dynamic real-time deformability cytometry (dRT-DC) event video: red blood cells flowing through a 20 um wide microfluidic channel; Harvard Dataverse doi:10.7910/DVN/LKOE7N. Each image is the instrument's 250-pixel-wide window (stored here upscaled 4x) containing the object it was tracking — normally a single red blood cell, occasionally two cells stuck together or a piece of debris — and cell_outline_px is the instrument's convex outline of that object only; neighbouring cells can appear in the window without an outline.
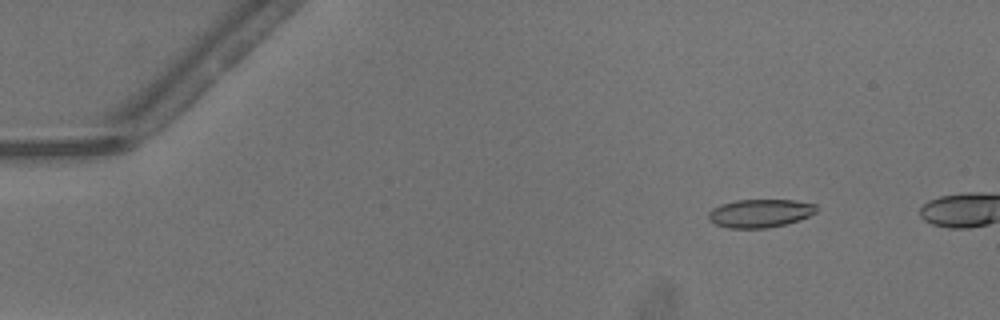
{"species": "common noctule bat (a hibernating species)", "species_latin": "Nyctalus noctula", "temperature_condition": "warm", "stored_images_in_passage": 47, "camera_frame_rate_fps": 3000, "um_per_image_px": 0.085, "animal": {"sex": "male", "body_mass_g": 13.3}, "frame": {"image": 1, "passage_image": 7, "time_ms": 2.0, "image_size_px": [1000, 320], "cell_outline_px": [[816, 212], [800, 220], [768, 228], [728, 228], [716, 224], [708, 220], [708, 212], [712, 208], [720, 204], [736, 200], [796, 200], [816, 204]], "centroid_in_image_um": [64.58, 18.12], "position_along_channel_um": 20.4, "area_um2": 17.86}}
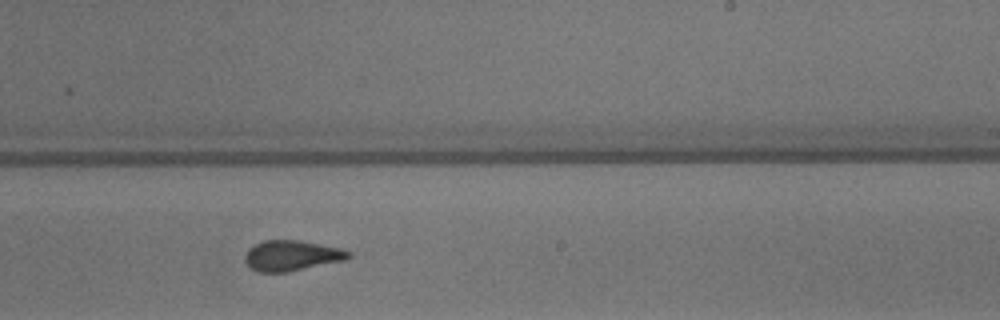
{"frame": {"image": 2, "passage_image": 32, "time_ms": 10.333, "image_size_px": [1000, 320], "cell_outline_px": [[352, 256], [344, 260], [288, 272], [260, 272], [252, 268], [244, 260], [244, 256], [248, 248], [264, 240], [300, 240], [344, 248], [352, 252]], "centroid_in_image_um": [24.83, 21.71], "position_along_channel_um": 264.2, "area_um2": 18.5}}
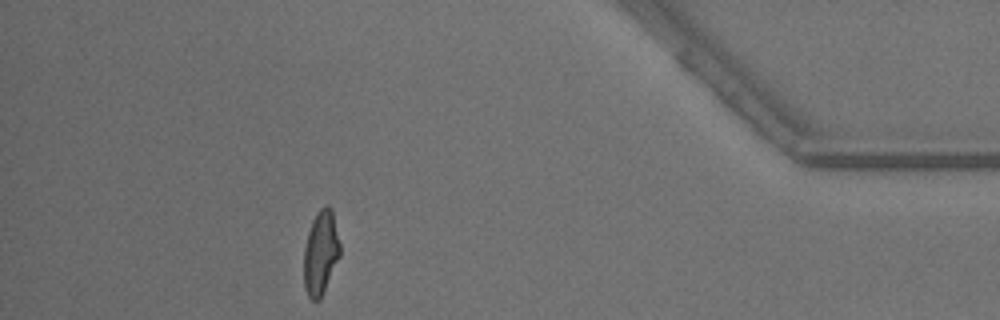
{"frame": {"image": 3, "passage_image": 46, "time_ms": 15.0, "image_size_px": [1000, 320], "cell_outline_px": [[340, 256], [320, 300], [312, 300], [308, 296], [304, 288], [304, 248], [308, 232], [312, 220], [316, 212], [324, 204], [328, 204], [332, 208], [340, 244]], "centroid_in_image_um": [27.26, 21.45], "position_along_channel_um": 407.9, "area_um2": 17.92}}